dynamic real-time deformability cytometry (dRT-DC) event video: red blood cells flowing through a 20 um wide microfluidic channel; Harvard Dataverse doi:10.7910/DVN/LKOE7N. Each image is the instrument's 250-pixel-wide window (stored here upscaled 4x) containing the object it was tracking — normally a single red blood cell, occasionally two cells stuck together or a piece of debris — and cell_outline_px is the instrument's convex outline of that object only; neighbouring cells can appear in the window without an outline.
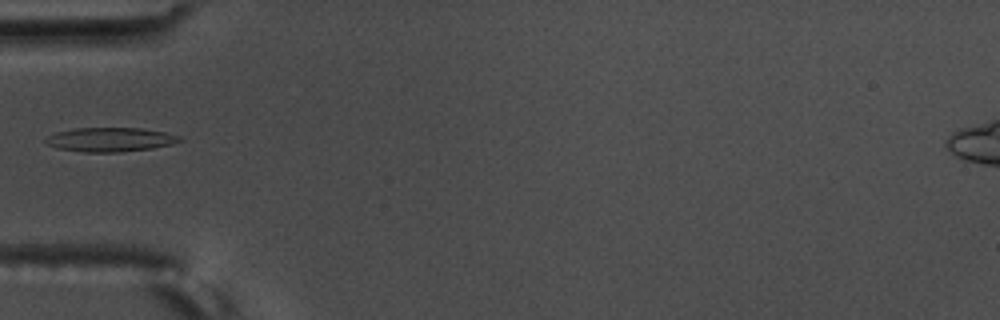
{"species": "common noctule bat (a hibernating species)", "species_latin": "Nyctalus noctula", "temperature_condition": "warm", "stored_images_in_passage": 39, "camera_frame_rate_fps": 3000, "um_per_image_px": 0.085, "animal": {"sex": "male", "body_mass_g": 17.5, "forearm_length_mm": 52.3}, "frame": {"image": 1, "passage_image": 1, "time_ms": 0.0, "image_size_px": [1000, 320], "cell_outline_px": [[184, 140], [172, 144], [152, 148], [116, 152], [84, 152], [56, 148], [44, 144], [44, 136], [56, 132], [76, 128], [140, 128], [164, 132], [180, 136]], "centroid_in_image_um": [9.31, 11.86], "position_along_channel_um": 75.7, "area_um2": 18.96}}